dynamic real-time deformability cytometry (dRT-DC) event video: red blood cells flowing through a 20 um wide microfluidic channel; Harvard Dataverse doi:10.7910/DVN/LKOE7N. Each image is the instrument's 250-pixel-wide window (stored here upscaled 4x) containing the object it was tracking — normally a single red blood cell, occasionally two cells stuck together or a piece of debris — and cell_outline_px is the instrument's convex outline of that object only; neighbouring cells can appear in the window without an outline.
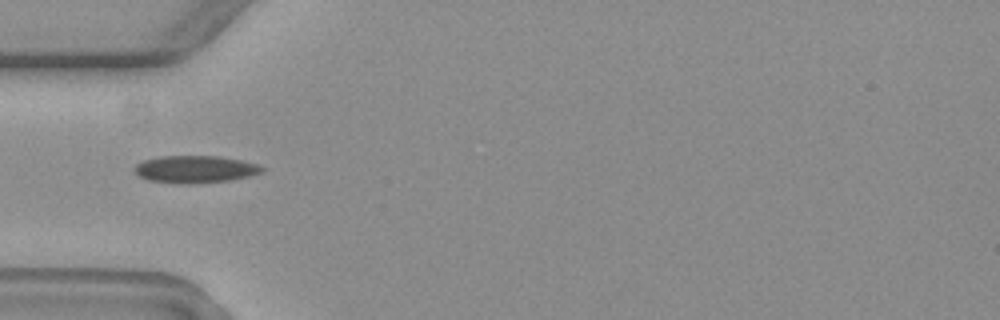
{"species": "common noctule bat (a hibernating species)", "species_latin": "Nyctalus noctula", "temperature_condition": "warm", "stored_images_in_passage": 8, "camera_frame_rate_fps": 3000, "um_per_image_px": 0.085, "animal": {"sex": "female", "body_mass_g": 19.3, "forearm_length_mm": 54.1}, "frame": {"image": 1, "passage_image": 5, "time_ms": 5.667, "image_size_px": [1000, 320], "cell_outline_px": [[264, 172], [248, 176], [228, 180], [192, 184], [176, 184], [148, 180], [136, 176], [132, 168], [136, 164], [144, 160], [160, 156], [216, 156], [240, 160], [260, 164], [264, 168]], "centroid_in_image_um": [16.54, 14.39], "position_along_channel_um": 68.5, "area_um2": 20.52}}